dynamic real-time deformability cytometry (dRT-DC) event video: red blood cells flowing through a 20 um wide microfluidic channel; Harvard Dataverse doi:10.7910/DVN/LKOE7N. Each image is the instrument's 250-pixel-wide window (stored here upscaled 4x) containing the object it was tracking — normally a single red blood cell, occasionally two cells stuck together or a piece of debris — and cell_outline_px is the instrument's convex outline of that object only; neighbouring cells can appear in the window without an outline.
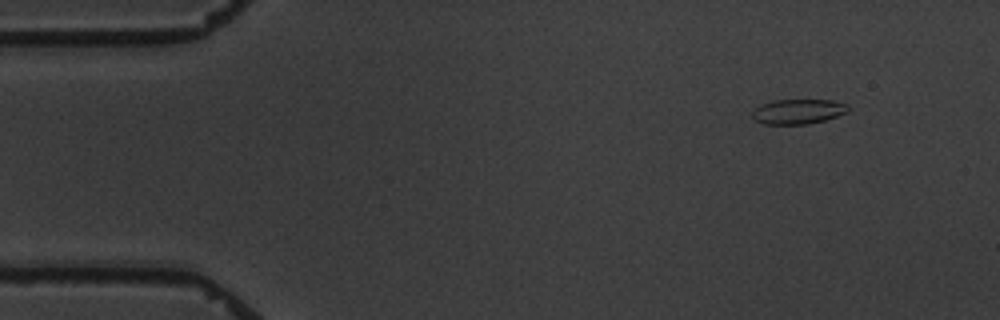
{"species": "common noctule bat (a hibernating species)", "species_latin": "Nyctalus noctula", "temperature_condition": "warm", "stored_images_in_passage": 4, "camera_frame_rate_fps": 3000, "um_per_image_px": 0.085, "animal": {"sex": "male", "body_mass_g": 19.5, "forearm_length_mm": 54.6}, "frame": {"image": 1, "passage_image": 1, "time_ms": 0.0, "image_size_px": [1000, 320], "cell_outline_px": [[848, 112], [824, 120], [808, 124], [764, 124], [756, 120], [752, 116], [752, 112], [760, 104], [776, 100], [832, 100], [848, 104]], "centroid_in_image_um": [67.84, 9.47], "position_along_channel_um": 17.2, "area_um2": 13.81}}
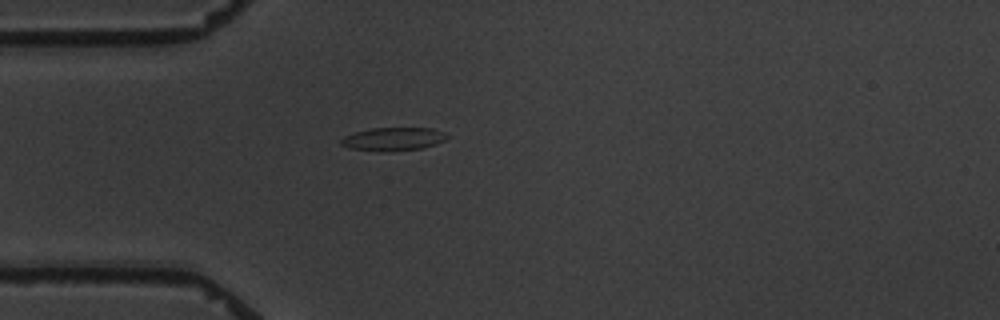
{"frame": {"image": 2, "passage_image": 4, "time_ms": 3.333, "image_size_px": [1000, 320], "cell_outline_px": [[448, 136], [444, 140], [436, 144], [424, 148], [380, 152], [348, 148], [340, 144], [340, 140], [344, 136], [356, 132], [372, 128], [432, 128], [444, 132]], "centroid_in_image_um": [33.41, 11.82], "position_along_channel_um": 51.6, "area_um2": 14.39}}